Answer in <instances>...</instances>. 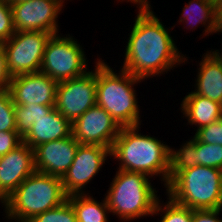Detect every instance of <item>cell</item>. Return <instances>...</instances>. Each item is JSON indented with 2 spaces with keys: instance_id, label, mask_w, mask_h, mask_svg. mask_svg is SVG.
Here are the masks:
<instances>
[{
  "instance_id": "obj_9",
  "label": "cell",
  "mask_w": 222,
  "mask_h": 222,
  "mask_svg": "<svg viewBox=\"0 0 222 222\" xmlns=\"http://www.w3.org/2000/svg\"><path fill=\"white\" fill-rule=\"evenodd\" d=\"M94 67L57 84L55 108L71 123L96 105V64Z\"/></svg>"
},
{
  "instance_id": "obj_27",
  "label": "cell",
  "mask_w": 222,
  "mask_h": 222,
  "mask_svg": "<svg viewBox=\"0 0 222 222\" xmlns=\"http://www.w3.org/2000/svg\"><path fill=\"white\" fill-rule=\"evenodd\" d=\"M15 34L13 12L7 0H0V45Z\"/></svg>"
},
{
  "instance_id": "obj_31",
  "label": "cell",
  "mask_w": 222,
  "mask_h": 222,
  "mask_svg": "<svg viewBox=\"0 0 222 222\" xmlns=\"http://www.w3.org/2000/svg\"><path fill=\"white\" fill-rule=\"evenodd\" d=\"M221 209L193 210L192 222H222Z\"/></svg>"
},
{
  "instance_id": "obj_35",
  "label": "cell",
  "mask_w": 222,
  "mask_h": 222,
  "mask_svg": "<svg viewBox=\"0 0 222 222\" xmlns=\"http://www.w3.org/2000/svg\"><path fill=\"white\" fill-rule=\"evenodd\" d=\"M216 7L222 0H204Z\"/></svg>"
},
{
  "instance_id": "obj_36",
  "label": "cell",
  "mask_w": 222,
  "mask_h": 222,
  "mask_svg": "<svg viewBox=\"0 0 222 222\" xmlns=\"http://www.w3.org/2000/svg\"><path fill=\"white\" fill-rule=\"evenodd\" d=\"M9 3H14V2H19V1H23V0H7Z\"/></svg>"
},
{
  "instance_id": "obj_16",
  "label": "cell",
  "mask_w": 222,
  "mask_h": 222,
  "mask_svg": "<svg viewBox=\"0 0 222 222\" xmlns=\"http://www.w3.org/2000/svg\"><path fill=\"white\" fill-rule=\"evenodd\" d=\"M71 135L72 123L54 108L47 116L33 123L31 129L23 137V142L34 149L43 143L64 139Z\"/></svg>"
},
{
  "instance_id": "obj_17",
  "label": "cell",
  "mask_w": 222,
  "mask_h": 222,
  "mask_svg": "<svg viewBox=\"0 0 222 222\" xmlns=\"http://www.w3.org/2000/svg\"><path fill=\"white\" fill-rule=\"evenodd\" d=\"M180 106L184 115L182 117L188 121L187 125H195L197 130L222 118L220 103L192 91L187 93Z\"/></svg>"
},
{
  "instance_id": "obj_14",
  "label": "cell",
  "mask_w": 222,
  "mask_h": 222,
  "mask_svg": "<svg viewBox=\"0 0 222 222\" xmlns=\"http://www.w3.org/2000/svg\"><path fill=\"white\" fill-rule=\"evenodd\" d=\"M36 171L33 148L22 142L0 157V204Z\"/></svg>"
},
{
  "instance_id": "obj_8",
  "label": "cell",
  "mask_w": 222,
  "mask_h": 222,
  "mask_svg": "<svg viewBox=\"0 0 222 222\" xmlns=\"http://www.w3.org/2000/svg\"><path fill=\"white\" fill-rule=\"evenodd\" d=\"M51 36V33L43 31H18L1 44L12 77L40 71L45 47Z\"/></svg>"
},
{
  "instance_id": "obj_26",
  "label": "cell",
  "mask_w": 222,
  "mask_h": 222,
  "mask_svg": "<svg viewBox=\"0 0 222 222\" xmlns=\"http://www.w3.org/2000/svg\"><path fill=\"white\" fill-rule=\"evenodd\" d=\"M16 131L14 103L9 90L0 91V132Z\"/></svg>"
},
{
  "instance_id": "obj_28",
  "label": "cell",
  "mask_w": 222,
  "mask_h": 222,
  "mask_svg": "<svg viewBox=\"0 0 222 222\" xmlns=\"http://www.w3.org/2000/svg\"><path fill=\"white\" fill-rule=\"evenodd\" d=\"M194 136L200 142L207 144H219L222 146V118L210 125L196 130Z\"/></svg>"
},
{
  "instance_id": "obj_24",
  "label": "cell",
  "mask_w": 222,
  "mask_h": 222,
  "mask_svg": "<svg viewBox=\"0 0 222 222\" xmlns=\"http://www.w3.org/2000/svg\"><path fill=\"white\" fill-rule=\"evenodd\" d=\"M196 164L222 170V146L207 144L196 138Z\"/></svg>"
},
{
  "instance_id": "obj_20",
  "label": "cell",
  "mask_w": 222,
  "mask_h": 222,
  "mask_svg": "<svg viewBox=\"0 0 222 222\" xmlns=\"http://www.w3.org/2000/svg\"><path fill=\"white\" fill-rule=\"evenodd\" d=\"M89 194L88 192L67 196V200L74 209L77 222H108L110 209L106 198L98 202Z\"/></svg>"
},
{
  "instance_id": "obj_29",
  "label": "cell",
  "mask_w": 222,
  "mask_h": 222,
  "mask_svg": "<svg viewBox=\"0 0 222 222\" xmlns=\"http://www.w3.org/2000/svg\"><path fill=\"white\" fill-rule=\"evenodd\" d=\"M23 142V137L17 131L0 132V156L12 151Z\"/></svg>"
},
{
  "instance_id": "obj_10",
  "label": "cell",
  "mask_w": 222,
  "mask_h": 222,
  "mask_svg": "<svg viewBox=\"0 0 222 222\" xmlns=\"http://www.w3.org/2000/svg\"><path fill=\"white\" fill-rule=\"evenodd\" d=\"M65 0H23L10 3L13 12V25L18 31H43L59 33L58 16Z\"/></svg>"
},
{
  "instance_id": "obj_5",
  "label": "cell",
  "mask_w": 222,
  "mask_h": 222,
  "mask_svg": "<svg viewBox=\"0 0 222 222\" xmlns=\"http://www.w3.org/2000/svg\"><path fill=\"white\" fill-rule=\"evenodd\" d=\"M150 179L139 172L117 169L105 194L110 214L116 215L122 222L152 216L160 197Z\"/></svg>"
},
{
  "instance_id": "obj_11",
  "label": "cell",
  "mask_w": 222,
  "mask_h": 222,
  "mask_svg": "<svg viewBox=\"0 0 222 222\" xmlns=\"http://www.w3.org/2000/svg\"><path fill=\"white\" fill-rule=\"evenodd\" d=\"M108 156L111 159L110 148L79 144L73 163L61 178L66 195L86 194L87 184L98 175Z\"/></svg>"
},
{
  "instance_id": "obj_25",
  "label": "cell",
  "mask_w": 222,
  "mask_h": 222,
  "mask_svg": "<svg viewBox=\"0 0 222 222\" xmlns=\"http://www.w3.org/2000/svg\"><path fill=\"white\" fill-rule=\"evenodd\" d=\"M28 222H77L74 209L66 200L60 206L34 216Z\"/></svg>"
},
{
  "instance_id": "obj_19",
  "label": "cell",
  "mask_w": 222,
  "mask_h": 222,
  "mask_svg": "<svg viewBox=\"0 0 222 222\" xmlns=\"http://www.w3.org/2000/svg\"><path fill=\"white\" fill-rule=\"evenodd\" d=\"M177 22L183 23V26L186 25V29L191 26L192 30L201 24L205 28L203 29V37L204 35L209 36L216 30V9L204 0H190L183 7L181 17ZM184 23L186 24L184 25Z\"/></svg>"
},
{
  "instance_id": "obj_23",
  "label": "cell",
  "mask_w": 222,
  "mask_h": 222,
  "mask_svg": "<svg viewBox=\"0 0 222 222\" xmlns=\"http://www.w3.org/2000/svg\"><path fill=\"white\" fill-rule=\"evenodd\" d=\"M167 199L165 204L161 199L157 200L152 216L160 214L162 216L160 222H192L193 210L191 208L181 206L169 197Z\"/></svg>"
},
{
  "instance_id": "obj_21",
  "label": "cell",
  "mask_w": 222,
  "mask_h": 222,
  "mask_svg": "<svg viewBox=\"0 0 222 222\" xmlns=\"http://www.w3.org/2000/svg\"><path fill=\"white\" fill-rule=\"evenodd\" d=\"M55 106L40 104L14 105L16 131L24 137L41 117L47 116Z\"/></svg>"
},
{
  "instance_id": "obj_7",
  "label": "cell",
  "mask_w": 222,
  "mask_h": 222,
  "mask_svg": "<svg viewBox=\"0 0 222 222\" xmlns=\"http://www.w3.org/2000/svg\"><path fill=\"white\" fill-rule=\"evenodd\" d=\"M53 34L47 41L40 71L57 82L79 77L89 71L88 60L77 39Z\"/></svg>"
},
{
  "instance_id": "obj_30",
  "label": "cell",
  "mask_w": 222,
  "mask_h": 222,
  "mask_svg": "<svg viewBox=\"0 0 222 222\" xmlns=\"http://www.w3.org/2000/svg\"><path fill=\"white\" fill-rule=\"evenodd\" d=\"M12 75L7 67L6 52L2 45H0V91L8 90Z\"/></svg>"
},
{
  "instance_id": "obj_2",
  "label": "cell",
  "mask_w": 222,
  "mask_h": 222,
  "mask_svg": "<svg viewBox=\"0 0 222 222\" xmlns=\"http://www.w3.org/2000/svg\"><path fill=\"white\" fill-rule=\"evenodd\" d=\"M139 130L140 125L121 127L111 148V157L119 161L117 168L120 170L139 172L153 179L159 176L166 188L169 182L170 146L155 136L141 135Z\"/></svg>"
},
{
  "instance_id": "obj_3",
  "label": "cell",
  "mask_w": 222,
  "mask_h": 222,
  "mask_svg": "<svg viewBox=\"0 0 222 222\" xmlns=\"http://www.w3.org/2000/svg\"><path fill=\"white\" fill-rule=\"evenodd\" d=\"M104 61L100 58L95 62L96 105L109 113L121 127L141 125L139 98L134 87L143 80L123 69L116 73Z\"/></svg>"
},
{
  "instance_id": "obj_34",
  "label": "cell",
  "mask_w": 222,
  "mask_h": 222,
  "mask_svg": "<svg viewBox=\"0 0 222 222\" xmlns=\"http://www.w3.org/2000/svg\"><path fill=\"white\" fill-rule=\"evenodd\" d=\"M219 34L222 33V30H215L214 33H217ZM214 49H211L210 51L207 50V52L209 54H211L216 60H218L221 64H222V50H214Z\"/></svg>"
},
{
  "instance_id": "obj_1",
  "label": "cell",
  "mask_w": 222,
  "mask_h": 222,
  "mask_svg": "<svg viewBox=\"0 0 222 222\" xmlns=\"http://www.w3.org/2000/svg\"><path fill=\"white\" fill-rule=\"evenodd\" d=\"M154 11H138L125 47L124 71L147 80L188 61ZM153 76V77H152Z\"/></svg>"
},
{
  "instance_id": "obj_18",
  "label": "cell",
  "mask_w": 222,
  "mask_h": 222,
  "mask_svg": "<svg viewBox=\"0 0 222 222\" xmlns=\"http://www.w3.org/2000/svg\"><path fill=\"white\" fill-rule=\"evenodd\" d=\"M199 62L192 92L221 103L222 99V64L207 51Z\"/></svg>"
},
{
  "instance_id": "obj_32",
  "label": "cell",
  "mask_w": 222,
  "mask_h": 222,
  "mask_svg": "<svg viewBox=\"0 0 222 222\" xmlns=\"http://www.w3.org/2000/svg\"><path fill=\"white\" fill-rule=\"evenodd\" d=\"M118 2V0H116ZM123 1H127V2H131L133 5H137L136 8L139 12L141 11H152V6L150 4V0H119V2H123Z\"/></svg>"
},
{
  "instance_id": "obj_4",
  "label": "cell",
  "mask_w": 222,
  "mask_h": 222,
  "mask_svg": "<svg viewBox=\"0 0 222 222\" xmlns=\"http://www.w3.org/2000/svg\"><path fill=\"white\" fill-rule=\"evenodd\" d=\"M66 200L67 195L60 177L35 171L1 205L7 221L28 222Z\"/></svg>"
},
{
  "instance_id": "obj_15",
  "label": "cell",
  "mask_w": 222,
  "mask_h": 222,
  "mask_svg": "<svg viewBox=\"0 0 222 222\" xmlns=\"http://www.w3.org/2000/svg\"><path fill=\"white\" fill-rule=\"evenodd\" d=\"M79 144L71 135L36 146L33 149L36 171L62 178L73 163Z\"/></svg>"
},
{
  "instance_id": "obj_13",
  "label": "cell",
  "mask_w": 222,
  "mask_h": 222,
  "mask_svg": "<svg viewBox=\"0 0 222 222\" xmlns=\"http://www.w3.org/2000/svg\"><path fill=\"white\" fill-rule=\"evenodd\" d=\"M57 84L56 80L39 71L14 76L8 90L14 105L55 106Z\"/></svg>"
},
{
  "instance_id": "obj_33",
  "label": "cell",
  "mask_w": 222,
  "mask_h": 222,
  "mask_svg": "<svg viewBox=\"0 0 222 222\" xmlns=\"http://www.w3.org/2000/svg\"><path fill=\"white\" fill-rule=\"evenodd\" d=\"M216 9V30H222V1L215 7Z\"/></svg>"
},
{
  "instance_id": "obj_6",
  "label": "cell",
  "mask_w": 222,
  "mask_h": 222,
  "mask_svg": "<svg viewBox=\"0 0 222 222\" xmlns=\"http://www.w3.org/2000/svg\"><path fill=\"white\" fill-rule=\"evenodd\" d=\"M166 196L192 210L222 208V170L196 165L178 172L166 186Z\"/></svg>"
},
{
  "instance_id": "obj_22",
  "label": "cell",
  "mask_w": 222,
  "mask_h": 222,
  "mask_svg": "<svg viewBox=\"0 0 222 222\" xmlns=\"http://www.w3.org/2000/svg\"><path fill=\"white\" fill-rule=\"evenodd\" d=\"M179 149L170 147L169 181L180 171L196 166V137L182 144Z\"/></svg>"
},
{
  "instance_id": "obj_12",
  "label": "cell",
  "mask_w": 222,
  "mask_h": 222,
  "mask_svg": "<svg viewBox=\"0 0 222 222\" xmlns=\"http://www.w3.org/2000/svg\"><path fill=\"white\" fill-rule=\"evenodd\" d=\"M121 126L102 107L95 105L72 122V136L83 145L112 148Z\"/></svg>"
}]
</instances>
